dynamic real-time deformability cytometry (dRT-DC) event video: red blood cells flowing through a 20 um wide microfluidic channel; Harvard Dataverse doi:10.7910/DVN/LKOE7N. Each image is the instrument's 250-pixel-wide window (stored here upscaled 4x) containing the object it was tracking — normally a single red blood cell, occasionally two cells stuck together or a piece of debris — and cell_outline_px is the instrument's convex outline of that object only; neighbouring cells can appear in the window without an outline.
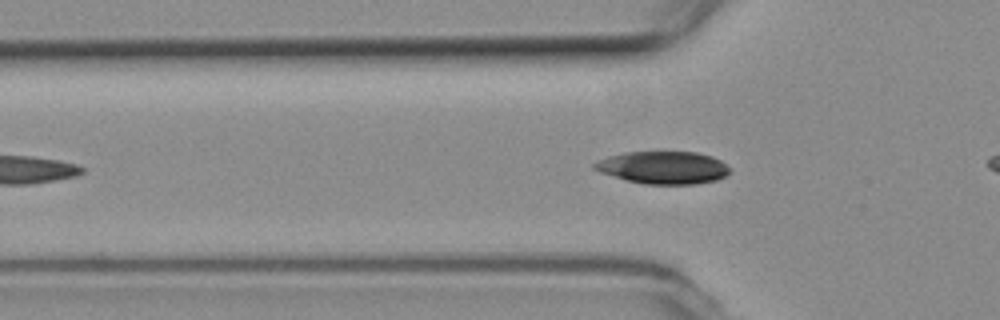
{"species": "common noctule bat (a hibernating species)", "species_latin": "Nyctalus noctula", "temperature_condition": "room temperature", "stored_images_in_passage": 37, "camera_frame_rate_fps": 3000, "um_per_image_px": 0.085, "animal": {"sex": "female", "body_mass_g": 19.3, "forearm_length_mm": 54.1}, "frame": {"image": 1, "passage_image": 11, "time_ms": 3.333, "image_size_px": [1000, 320], "cell_outline_px": [[732, 168], [724, 176], [716, 180], [696, 184], [644, 184], [628, 180], [600, 172], [592, 168], [592, 164], [608, 156], [624, 152], [696, 152], [712, 156], [720, 160]], "centroid_in_image_um": [56.39, 14.24], "position_along_channel_um": 69.4, "area_um2": 25.61}}
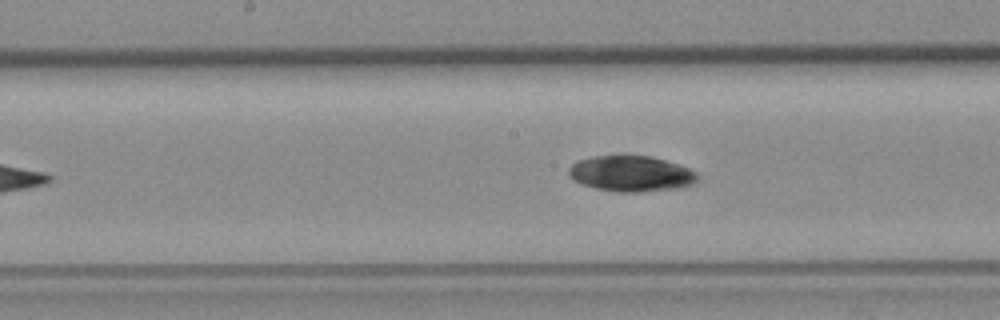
{"frame": {"image": 2, "passage_image": 21, "time_ms": 6.667, "image_size_px": [1000, 320], "cell_outline_px": [[700, 180], [696, 184], [680, 188], [640, 192], [616, 192], [596, 188], [580, 184], [572, 180], [568, 176], [568, 168], [576, 160], [592, 156], [648, 156], [664, 160], [688, 168], [696, 172], [700, 176]], "centroid_in_image_um": [53.64, 14.78], "position_along_channel_um": 194.6, "area_um2": 27.17}}
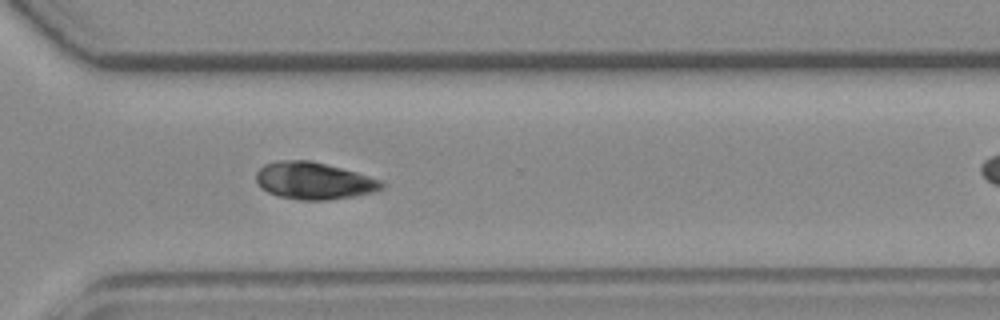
{"frame": {"image": 3, "passage_image": 33, "time_ms": 10.667, "image_size_px": [1000, 320], "cell_outline_px": [[384, 188], [376, 192], [328, 200], [300, 200], [276, 196], [260, 188], [256, 180], [256, 172], [264, 164], [280, 160], [308, 160], [356, 172], [380, 180], [384, 184]], "centroid_in_image_um": [26.64, 15.38], "position_along_channel_um": 344.0, "area_um2": 27.11}}